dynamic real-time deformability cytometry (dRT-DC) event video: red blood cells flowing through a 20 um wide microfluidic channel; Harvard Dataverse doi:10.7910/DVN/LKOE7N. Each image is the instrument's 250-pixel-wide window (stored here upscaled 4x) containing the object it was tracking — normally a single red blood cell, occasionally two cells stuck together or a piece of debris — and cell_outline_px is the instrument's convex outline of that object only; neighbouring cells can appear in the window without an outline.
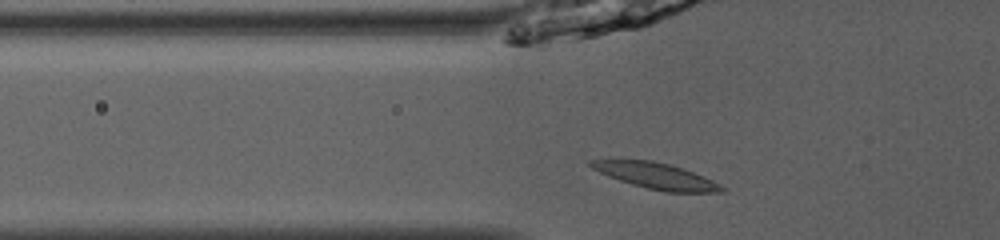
{"species": "common noctule bat (a hibernating species)", "species_latin": "Nyctalus noctula", "temperature_condition": "room temperature", "stored_images_in_passage": 35, "camera_frame_rate_fps": 3000, "um_per_image_px": 0.085, "animal": {"sex": "male", "body_mass_g": 13.0, "forearm_length_mm": 53.1}, "frame": {"image": 1, "passage_image": 3, "time_ms": 0.667, "image_size_px": [1000, 240], "cell_outline_px": [[728, 188], [724, 192], [668, 192], [648, 188], [632, 184], [608, 176], [592, 168], [588, 164], [588, 160], [652, 160], [684, 168], [704, 176]], "centroid_in_image_um": [55.82, 14.95], "position_along_channel_um": 70.0, "area_um2": 19.71}}
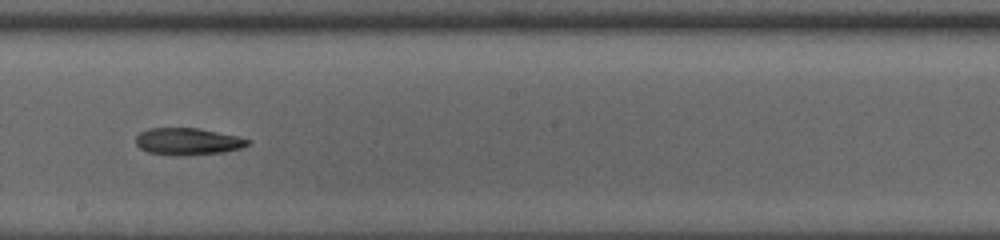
{"frame": {"image": 2, "passage_image": 15, "time_ms": 4.667, "image_size_px": [1000, 240], "cell_outline_px": [[252, 140], [248, 144], [240, 148], [224, 152], [148, 152], [140, 148], [136, 144], [136, 136], [140, 132], [148, 128], [200, 128], [236, 136]], "centroid_in_image_um": [15.97, 11.95], "position_along_channel_um": 232.2, "area_um2": 16.47}}
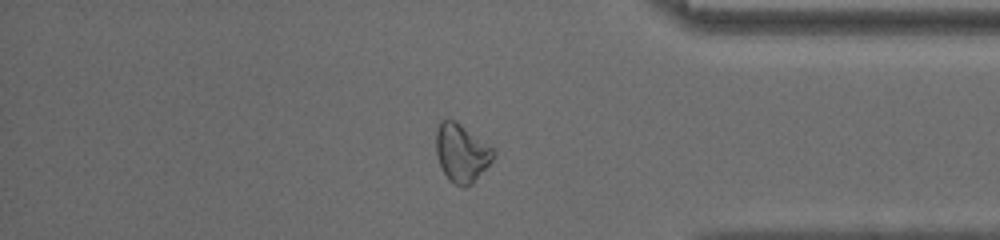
{"frame": {"image": 3, "passage_image": 28, "time_ms": 9.0, "image_size_px": [1000, 240], "cell_outline_px": [[496, 156], [472, 184], [464, 188], [448, 180], [440, 164], [436, 152], [436, 128], [440, 120], [456, 120], [492, 148], [496, 152]], "centroid_in_image_um": [39.23, 13.0], "position_along_channel_um": 396.0, "area_um2": 19.36}}